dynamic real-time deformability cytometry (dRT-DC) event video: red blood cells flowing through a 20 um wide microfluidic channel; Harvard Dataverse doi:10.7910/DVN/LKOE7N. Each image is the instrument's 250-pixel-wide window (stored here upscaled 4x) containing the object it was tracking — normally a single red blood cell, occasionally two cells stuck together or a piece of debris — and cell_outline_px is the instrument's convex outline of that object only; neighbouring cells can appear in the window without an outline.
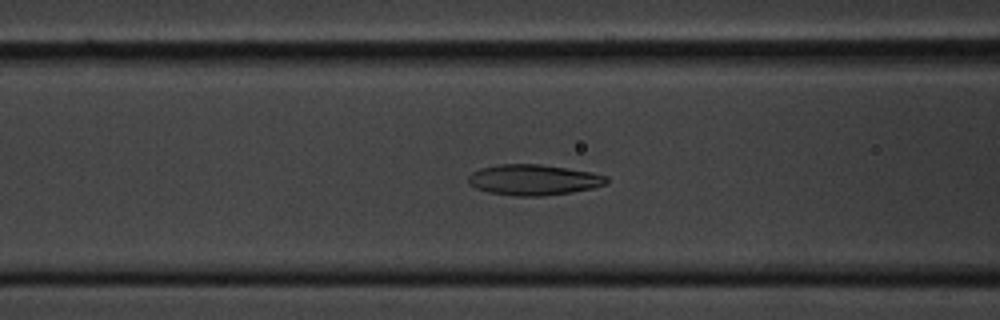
{"species": "common noctule bat (a hibernating species)", "species_latin": "Nyctalus noctula", "temperature_condition": "cold", "stored_images_in_passage": 56, "camera_frame_rate_fps": 3000, "um_per_image_px": 0.085, "animal": {"sex": "male", "body_mass_g": 20.1, "forearm_length_mm": 53.5}, "frame": {"image": 1, "passage_image": 22, "time_ms": 7.0, "image_size_px": [1000, 320], "cell_outline_px": [[608, 184], [592, 188], [544, 196], [516, 196], [488, 192], [476, 188], [468, 184], [468, 176], [472, 172], [480, 168], [500, 164], [540, 164], [592, 172], [608, 176]], "centroid_in_image_um": [45.35, 15.28], "position_along_channel_um": 121.3, "area_um2": 24.74}}
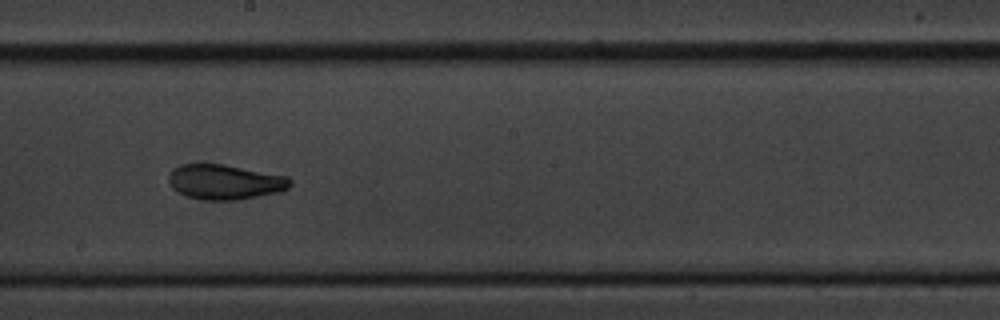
{"frame": {"image": 2, "passage_image": 31, "time_ms": 10.0, "image_size_px": [1000, 320], "cell_outline_px": [[292, 184], [288, 188], [280, 192], [236, 200], [204, 200], [188, 196], [172, 188], [168, 180], [168, 176], [172, 168], [180, 164], [224, 164], [288, 176], [292, 180]], "centroid_in_image_um": [19.13, 15.46], "position_along_channel_um": 229.1, "area_um2": 24.85}}
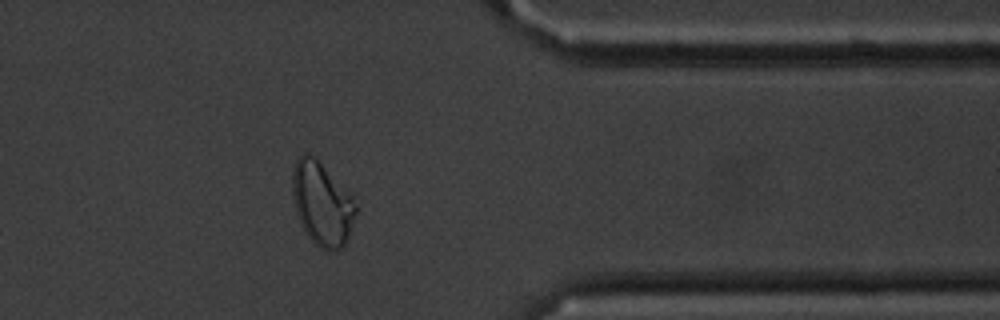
{"frame": {"image": 3, "passage_image": 45, "time_ms": 14.667, "image_size_px": [1000, 320], "cell_outline_px": [[360, 208], [348, 236], [344, 244], [336, 252], [328, 252], [320, 248], [304, 232], [296, 212], [292, 196], [292, 168], [296, 160], [304, 152], [308, 152], [316, 156], [360, 204]], "centroid_in_image_um": [27.4, 17.29], "position_along_channel_um": 384.0, "area_um2": 31.73}, "authors_computed_cell_mechanics": {"area_um2": 25.3164, "velocity_mm_per_s": 3.595, "shape_relaxation_time_tau1_ms": 4.9774, "shape_relaxation_time_tau2_ms": 2.2058, "deformation_change_tau1": 0.1566, "deformation_change_tau2": 0.0878}}